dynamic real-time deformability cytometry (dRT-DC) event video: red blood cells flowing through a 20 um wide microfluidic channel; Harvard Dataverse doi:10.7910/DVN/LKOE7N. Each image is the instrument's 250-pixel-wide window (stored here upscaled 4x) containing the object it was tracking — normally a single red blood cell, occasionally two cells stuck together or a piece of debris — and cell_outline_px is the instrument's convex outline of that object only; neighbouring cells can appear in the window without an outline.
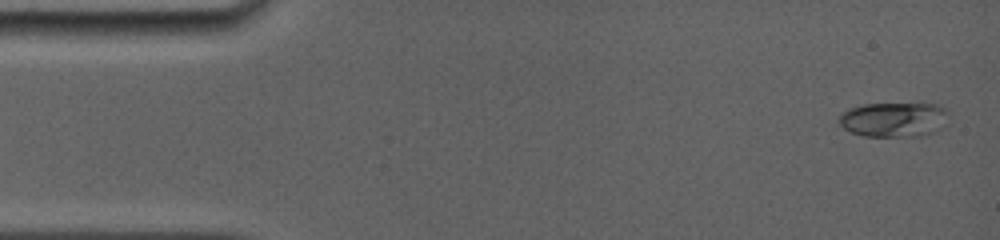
{"species": "common noctule bat (a hibernating species)", "species_latin": "Nyctalus noctula", "temperature_condition": "room temperature", "stored_images_in_passage": 18, "camera_frame_rate_fps": 5000, "um_per_image_px": 0.085, "animal": {"sex": "female", "body_mass_g": 19.0, "forearm_length_mm": 56.7}, "frame": {"image": 1, "passage_image": 1, "time_ms": 0.0, "image_size_px": [1000, 240], "cell_outline_px": [[948, 124], [944, 128], [924, 136], [864, 136], [852, 132], [844, 128], [840, 124], [840, 116], [848, 108], [864, 104], [940, 104], [948, 112]], "centroid_in_image_um": [76.06, 10.17], "position_along_channel_um": 8.9, "area_um2": 22.37}}
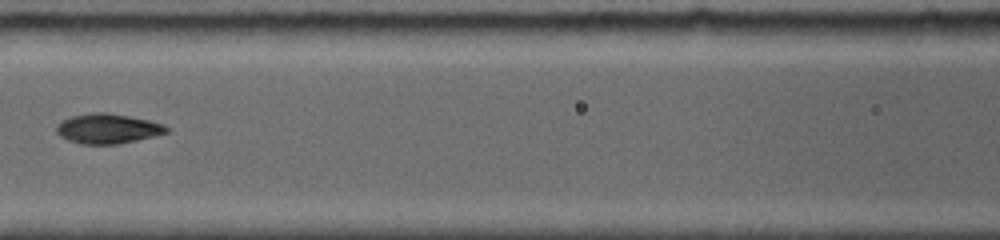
{"frame": {"image": 2, "passage_image": 8, "time_ms": 6.6, "image_size_px": [1000, 240], "cell_outline_px": [[168, 132], [120, 144], [80, 144], [68, 140], [60, 136], [56, 132], [56, 124], [72, 116], [92, 112], [108, 112], [148, 120], [164, 124], [168, 128]], "centroid_in_image_um": [9.13, 10.93], "position_along_channel_um": 157.5, "area_um2": 19.07}}
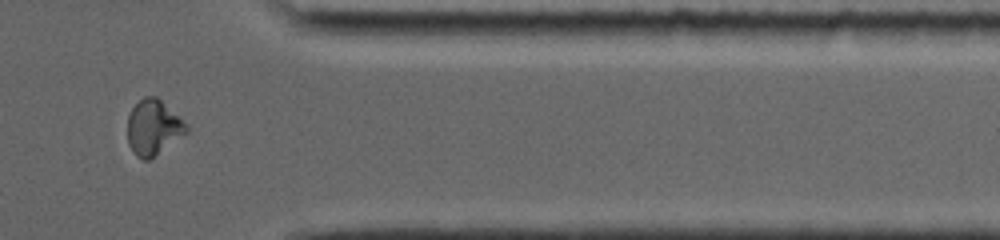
{"frame": {"image": 3, "passage_image": 14, "time_ms": 12.8, "image_size_px": [1000, 240], "cell_outline_px": [[188, 132], [148, 160], [144, 160], [136, 156], [132, 152], [128, 144], [128, 116], [132, 108], [144, 96], [156, 96], [188, 128]], "centroid_in_image_um": [12.98, 10.86], "position_along_channel_um": 398.4, "area_um2": 18.38}}